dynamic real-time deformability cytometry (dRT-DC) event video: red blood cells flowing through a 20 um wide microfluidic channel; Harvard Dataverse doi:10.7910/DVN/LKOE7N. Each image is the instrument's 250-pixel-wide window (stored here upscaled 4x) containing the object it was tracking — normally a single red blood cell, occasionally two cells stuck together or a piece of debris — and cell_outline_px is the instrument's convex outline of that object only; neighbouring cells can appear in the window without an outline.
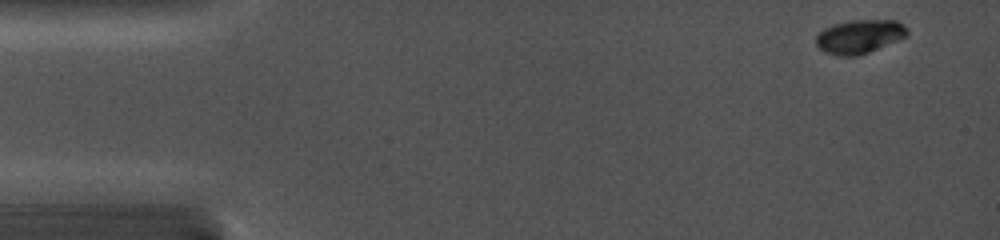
{"species": "common noctule bat (a hibernating species)", "species_latin": "Nyctalus noctula", "temperature_condition": "cold", "stored_images_in_passage": 37, "camera_frame_rate_fps": 5000, "um_per_image_px": 0.085, "animal": {"sex": "female", "body_mass_g": 19.0, "forearm_length_mm": 56.7}, "frame": {"image": 1, "passage_image": 1, "time_ms": 0.0, "image_size_px": [1000, 240], "cell_outline_px": [[908, 36], [868, 52], [856, 56], [840, 56], [824, 52], [816, 44], [816, 36], [824, 28], [848, 20], [896, 20], [904, 24], [908, 28]], "centroid_in_image_um": [73.08, 3.1], "position_along_channel_um": 11.9, "area_um2": 17.92}}
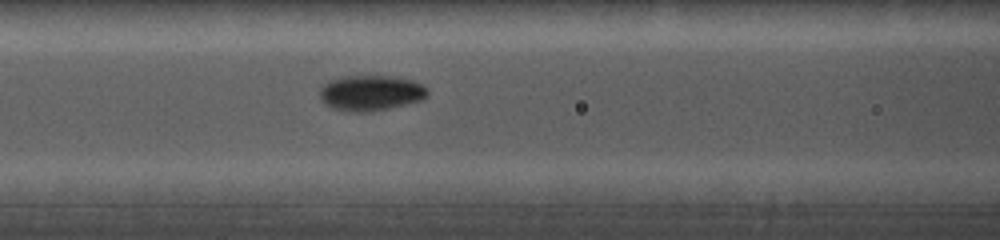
{"frame": {"image": 2, "passage_image": 15, "time_ms": 6.0, "image_size_px": [1000, 240], "cell_outline_px": [[428, 96], [420, 100], [388, 108], [368, 112], [348, 112], [332, 108], [324, 104], [320, 100], [320, 88], [328, 80], [344, 76], [392, 76], [412, 80], [428, 88]], "centroid_in_image_um": [31.47, 7.9], "position_along_channel_um": 135.1, "area_um2": 22.37}}
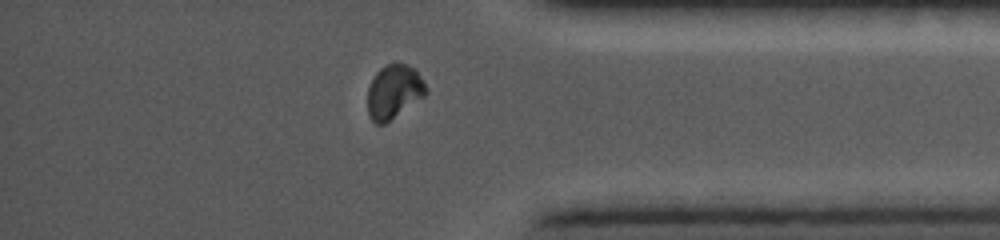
{"frame": {"image": 3, "passage_image": 32, "time_ms": 12.8, "image_size_px": [1000, 240], "cell_outline_px": [[428, 92], [424, 96], [384, 124], [376, 124], [368, 116], [368, 88], [376, 72], [380, 68], [388, 64], [404, 64], [416, 68], [428, 88]], "centroid_in_image_um": [33.49, 7.79], "position_along_channel_um": 401.7, "area_um2": 18.26}}